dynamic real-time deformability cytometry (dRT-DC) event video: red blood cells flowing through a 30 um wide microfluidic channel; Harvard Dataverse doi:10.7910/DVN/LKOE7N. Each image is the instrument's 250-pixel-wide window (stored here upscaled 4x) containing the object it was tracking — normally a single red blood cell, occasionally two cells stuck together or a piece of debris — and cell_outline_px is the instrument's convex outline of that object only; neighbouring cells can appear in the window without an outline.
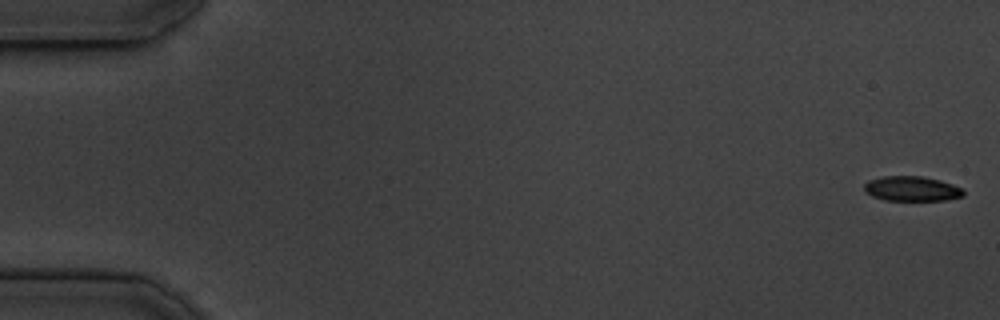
{"species": "common noctule bat (a hibernating species)", "species_latin": "Nyctalus noctula", "temperature_condition": "cold", "stored_images_in_passage": 54, "camera_frame_rate_fps": 3000, "um_per_image_px": 0.085, "animal": {"sex": "male", "body_mass_g": 19.5, "forearm_length_mm": 54.6}, "frame": {"image": 1, "passage_image": 1, "time_ms": 0.0, "image_size_px": [1000, 320], "cell_outline_px": [[964, 196], [944, 200], [884, 200], [872, 196], [864, 192], [864, 184], [868, 180], [880, 176], [924, 176], [940, 180], [952, 184], [960, 188], [964, 192]], "centroid_in_image_um": [77.46, 16.03], "position_along_channel_um": 7.5, "area_um2": 14.45}}
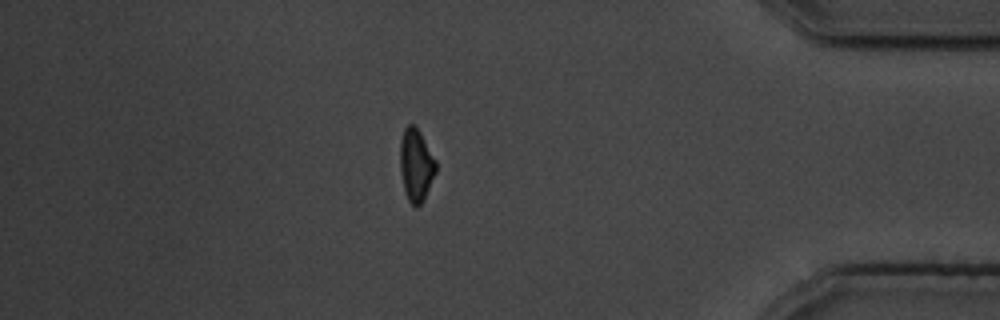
{"frame": {"image": 2, "passage_image": 47, "time_ms": 15.333, "image_size_px": [1000, 320], "cell_outline_px": [[436, 172], [424, 200], [416, 208], [408, 200], [404, 192], [400, 168], [400, 140], [404, 128], [408, 124], [416, 124], [436, 160]], "centroid_in_image_um": [35.36, 14.01], "position_along_channel_um": 399.8, "area_um2": 15.37}}
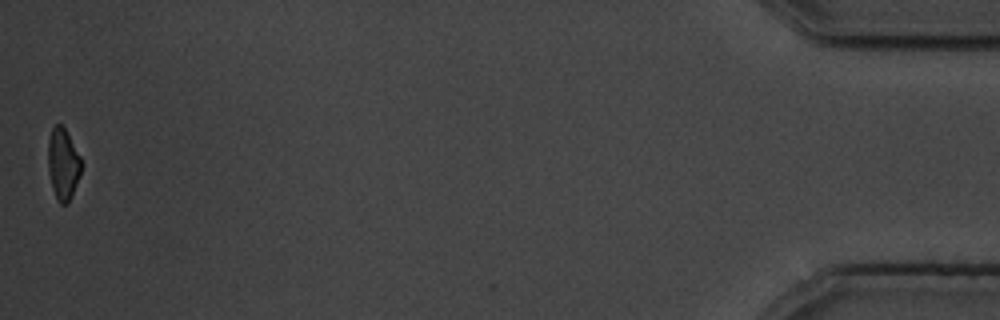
{"frame": {"image": 3, "passage_image": 54, "time_ms": 17.667, "image_size_px": [1000, 320], "cell_outline_px": [[80, 176], [72, 196], [68, 204], [60, 204], [56, 200], [52, 188], [48, 172], [48, 140], [52, 128], [56, 124], [60, 124], [64, 128], [80, 156]], "centroid_in_image_um": [5.34, 13.99], "position_along_channel_um": 429.9, "area_um2": 13.81}, "authors_computed_cell_mechanics": {"area_um2": 15.8372, "velocity_mm_per_s": 3.7245, "shape_relaxation_time_tau1_ms": 2.6815, "shape_relaxation_time_tau2_ms": 5.5622, "deformation_change_tau1": 0.0977, "deformation_change_tau2": 0.1329}}